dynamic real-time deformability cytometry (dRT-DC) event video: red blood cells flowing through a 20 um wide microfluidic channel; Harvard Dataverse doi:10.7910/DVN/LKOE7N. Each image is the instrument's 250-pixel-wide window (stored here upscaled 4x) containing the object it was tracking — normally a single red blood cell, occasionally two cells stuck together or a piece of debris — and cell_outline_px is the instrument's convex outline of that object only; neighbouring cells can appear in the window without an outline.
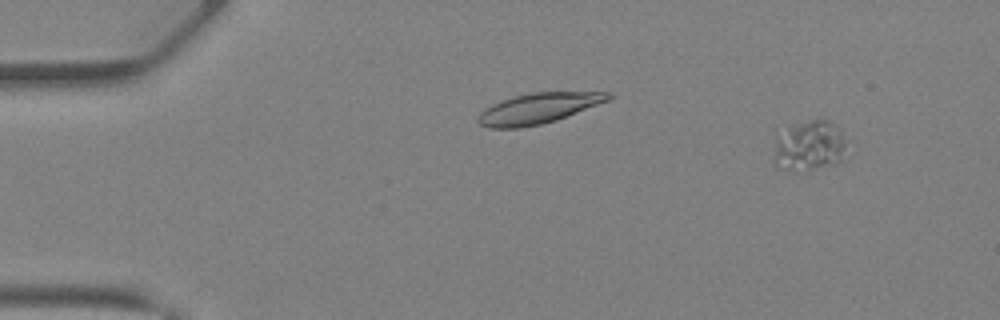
{"species": "Egyptian fruit bat (a non-hibernating species)", "species_latin": "Rousettus aegyptiacus", "temperature_condition": "warm", "stored_images_in_passage": 7, "camera_frame_rate_fps": 3000, "um_per_image_px": 0.085, "animal": {"sex": "female"}, "frame": {"image": 1, "passage_image": 4, "time_ms": 1.0, "image_size_px": [1000, 320], "cell_outline_px": [[844, 160], [840, 164], [804, 172], [788, 172], [776, 168], [772, 164], [772, 156], [776, 140], [788, 128], [808, 120], [820, 116], [828, 120], [844, 140]], "centroid_in_image_um": [68.74, 12.49], "position_along_channel_um": 16.3, "area_um2": 21.91}}